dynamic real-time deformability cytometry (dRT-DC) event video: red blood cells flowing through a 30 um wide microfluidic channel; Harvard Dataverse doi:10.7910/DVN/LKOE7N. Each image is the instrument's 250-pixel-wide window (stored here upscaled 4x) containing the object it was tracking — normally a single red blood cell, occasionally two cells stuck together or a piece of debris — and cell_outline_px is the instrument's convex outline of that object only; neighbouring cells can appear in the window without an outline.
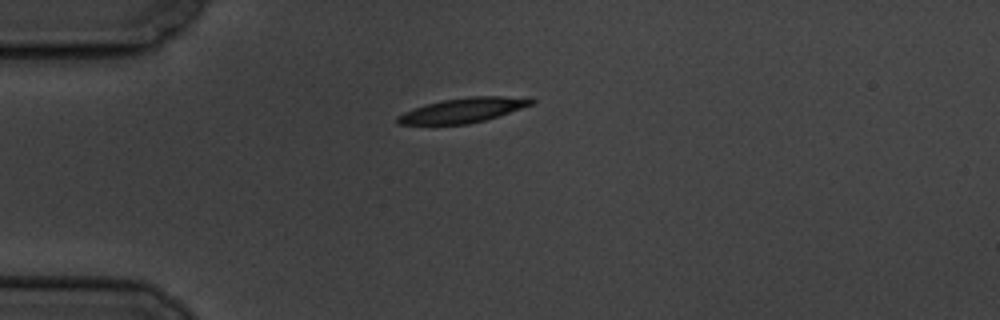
{"species": "common noctule bat (a hibernating species)", "species_latin": "Nyctalus noctula", "temperature_condition": "cold", "stored_images_in_passage": 5, "camera_frame_rate_fps": 3000, "um_per_image_px": 0.085, "animal": {"sex": "male", "body_mass_g": 19.5, "forearm_length_mm": 54.6}, "frame": {"image": 1, "passage_image": 1, "time_ms": 0.0, "image_size_px": [1000, 320], "cell_outline_px": [[536, 104], [484, 120], [468, 124], [396, 124], [396, 116], [412, 108], [424, 104], [440, 100], [468, 96], [532, 96], [536, 100]], "centroid_in_image_um": [39.43, 9.34], "position_along_channel_um": 45.6, "area_um2": 19.71}}
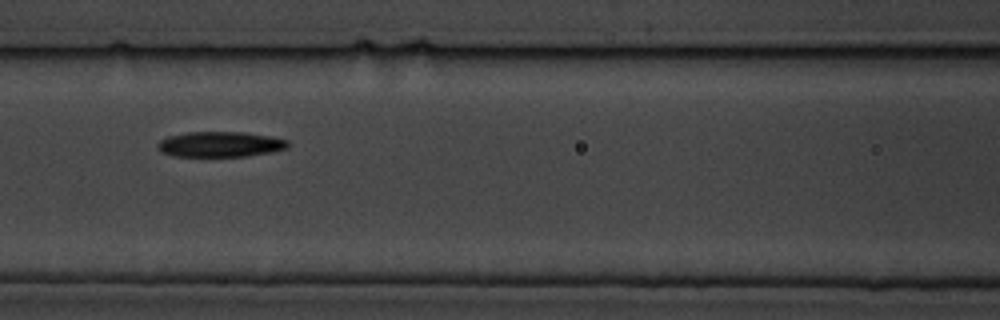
{"frame": {"image": 2, "passage_image": 4, "time_ms": 3.667, "image_size_px": [1000, 320], "cell_outline_px": [[288, 148], [272, 152], [248, 156], [172, 156], [160, 152], [156, 144], [160, 140], [168, 136], [188, 132], [244, 132], [268, 136], [288, 140]], "centroid_in_image_um": [18.69, 12.27], "position_along_channel_um": 147.9, "area_um2": 19.31}}
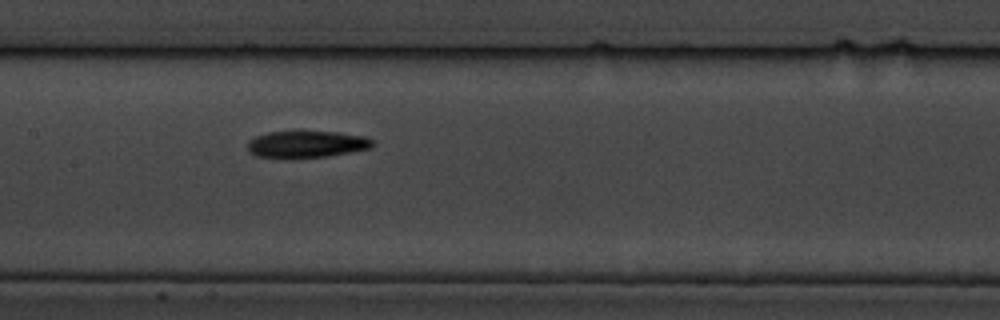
{"frame": {"image": 3, "passage_image": 5, "time_ms": 4.667, "image_size_px": [1000, 320], "cell_outline_px": [[376, 144], [372, 148], [328, 156], [292, 160], [256, 156], [248, 152], [248, 140], [256, 136], [268, 132], [300, 128], [336, 132], [364, 136], [372, 140]], "centroid_in_image_um": [26.02, 12.24], "position_along_channel_um": 181.4, "area_um2": 20.98}}